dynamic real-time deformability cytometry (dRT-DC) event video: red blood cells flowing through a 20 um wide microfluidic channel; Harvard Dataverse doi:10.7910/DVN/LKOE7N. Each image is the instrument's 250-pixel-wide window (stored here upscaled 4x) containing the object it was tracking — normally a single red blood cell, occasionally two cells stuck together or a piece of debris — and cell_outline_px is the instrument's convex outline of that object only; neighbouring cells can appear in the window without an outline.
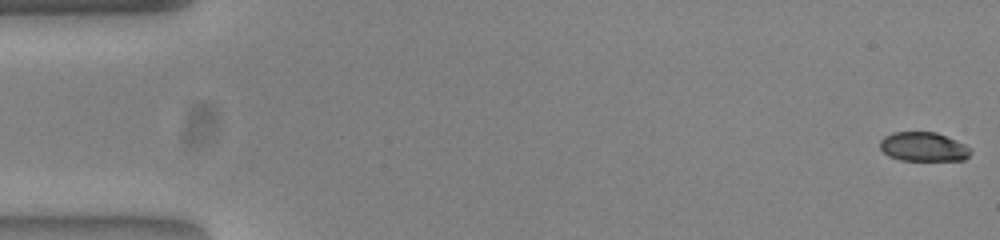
{"species": "common noctule bat (a hibernating species)", "species_latin": "Nyctalus noctula", "temperature_condition": "warm", "stored_images_in_passage": 8, "camera_frame_rate_fps": 3000, "um_per_image_px": 0.085, "animal": {"sex": "female", "body_mass_g": 23.0, "forearm_length_mm": 53.4}, "frame": {"image": 1, "passage_image": 1, "time_ms": 0.0, "image_size_px": [1000, 240], "cell_outline_px": [[972, 152], [964, 160], [900, 160], [888, 156], [880, 148], [880, 140], [884, 136], [892, 132], [936, 132], [956, 140], [964, 144]], "centroid_in_image_um": [78.46, 12.47], "position_along_channel_um": 6.5, "area_um2": 15.37}}